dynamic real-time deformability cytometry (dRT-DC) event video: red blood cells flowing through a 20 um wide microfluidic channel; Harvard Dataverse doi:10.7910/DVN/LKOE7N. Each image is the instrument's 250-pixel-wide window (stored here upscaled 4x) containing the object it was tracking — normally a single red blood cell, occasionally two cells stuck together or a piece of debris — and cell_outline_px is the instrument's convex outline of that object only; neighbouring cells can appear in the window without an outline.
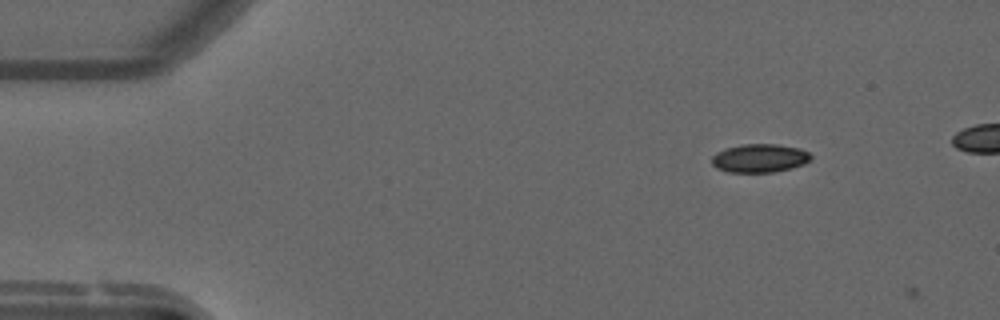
{"species": "common noctule bat (a hibernating species)", "species_latin": "Nyctalus noctula", "temperature_condition": "warm", "stored_images_in_passage": 4, "camera_frame_rate_fps": 3000, "um_per_image_px": 0.085, "animal": {"sex": "male", "forearm_length_mm": 52.5}, "frame": {"image": 1, "passage_image": 3, "time_ms": 0.667, "image_size_px": [1000, 320], "cell_outline_px": [[812, 156], [804, 164], [792, 168], [772, 172], [728, 172], [716, 168], [712, 164], [712, 156], [716, 152], [724, 148], [744, 144], [776, 144], [800, 148], [808, 152]], "centroid_in_image_um": [64.54, 13.44], "position_along_channel_um": 20.5, "area_um2": 16.47}}